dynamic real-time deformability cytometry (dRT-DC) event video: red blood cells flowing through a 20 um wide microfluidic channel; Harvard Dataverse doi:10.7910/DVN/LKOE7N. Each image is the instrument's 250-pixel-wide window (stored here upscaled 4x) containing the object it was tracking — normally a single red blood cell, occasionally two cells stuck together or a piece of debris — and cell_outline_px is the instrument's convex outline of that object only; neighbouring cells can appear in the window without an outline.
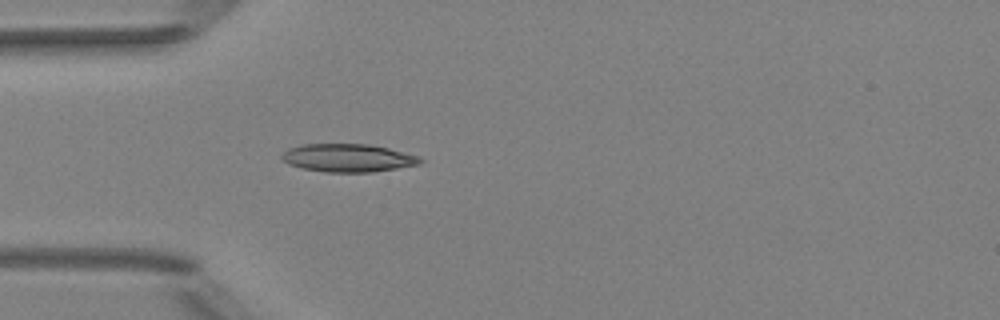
{"species": "Egyptian fruit bat (a non-hibernating species)", "species_latin": "Rousettus aegyptiacus", "temperature_condition": "room temperature", "stored_images_in_passage": 1, "camera_frame_rate_fps": 3000, "um_per_image_px": 0.085, "animal": {"sex": "female"}, "frame": {"image": 1, "passage_image": 1, "time_ms": 0.0, "image_size_px": [1000, 320], "cell_outline_px": [[424, 160], [420, 164], [372, 172], [324, 172], [300, 168], [288, 164], [280, 156], [288, 148], [300, 144], [368, 144], [388, 148], [420, 156]], "centroid_in_image_um": [29.56, 13.42], "position_along_channel_um": 55.4, "area_um2": 22.72}}